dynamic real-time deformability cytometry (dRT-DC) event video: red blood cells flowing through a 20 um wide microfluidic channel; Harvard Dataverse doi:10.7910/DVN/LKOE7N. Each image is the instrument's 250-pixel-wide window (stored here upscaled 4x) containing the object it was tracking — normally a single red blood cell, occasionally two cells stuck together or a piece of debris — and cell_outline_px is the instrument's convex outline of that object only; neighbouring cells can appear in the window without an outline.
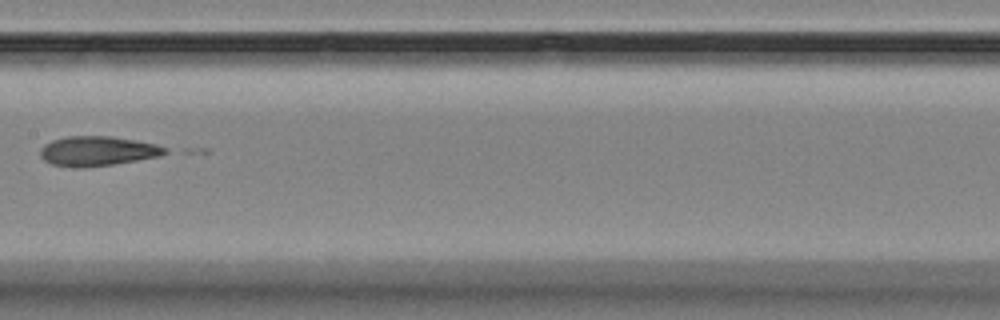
{"species": "Egyptian fruit bat (a non-hibernating species)", "species_latin": "Rousettus aegyptiacus", "temperature_condition": "room temperature", "stored_images_in_passage": 9, "camera_frame_rate_fps": 3000, "um_per_image_px": 0.085, "animal": {"sex": "female"}, "frame": {"image": 1, "passage_image": 7, "time_ms": 8.0, "image_size_px": [1000, 320], "cell_outline_px": [[168, 152], [160, 156], [112, 164], [84, 168], [80, 168], [52, 164], [44, 160], [40, 156], [40, 148], [44, 144], [52, 140], [68, 136], [112, 136], [136, 140], [156, 144], [168, 148]], "centroid_in_image_um": [8.28, 12.83], "position_along_channel_um": 199.1, "area_um2": 21.62}}
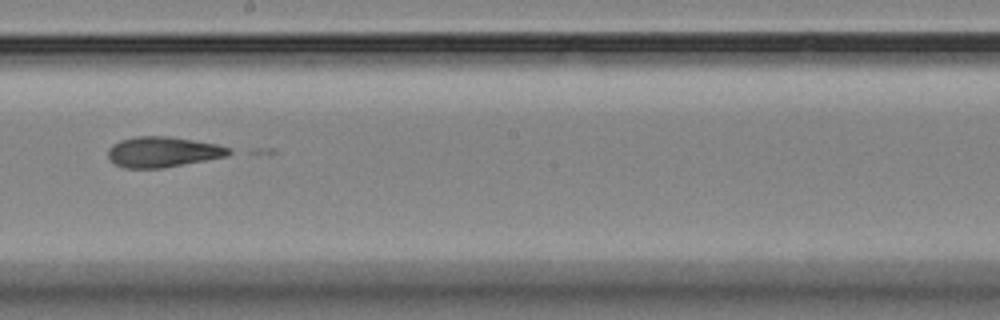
{"frame": {"image": 2, "passage_image": 8, "time_ms": 9.0, "image_size_px": [1000, 320], "cell_outline_px": [[236, 152], [228, 156], [164, 168], [124, 168], [112, 164], [108, 156], [108, 148], [112, 144], [120, 140], [136, 136], [168, 136], [216, 144], [232, 148]], "centroid_in_image_um": [13.85, 12.92], "position_along_channel_um": 234.3, "area_um2": 21.79}}
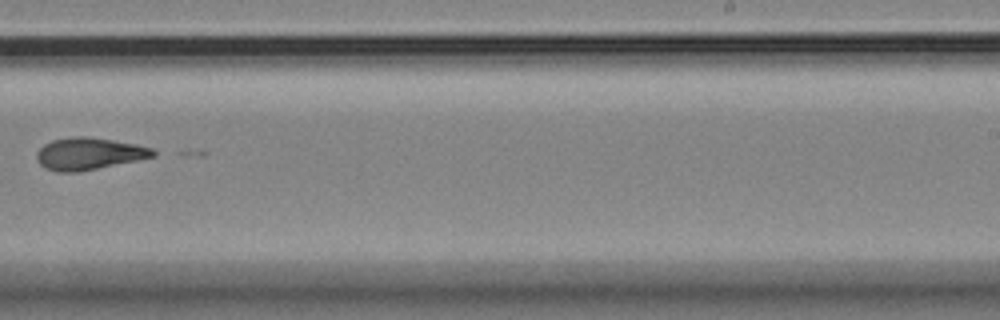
{"frame": {"image": 3, "passage_image": 9, "time_ms": 10.333, "image_size_px": [1000, 320], "cell_outline_px": [[156, 156], [76, 172], [56, 172], [44, 168], [40, 164], [36, 156], [36, 152], [44, 144], [52, 140], [72, 136], [84, 136], [112, 140], [136, 144], [152, 148], [156, 152]], "centroid_in_image_um": [7.52, 13.06], "position_along_channel_um": 281.5, "area_um2": 21.56}}